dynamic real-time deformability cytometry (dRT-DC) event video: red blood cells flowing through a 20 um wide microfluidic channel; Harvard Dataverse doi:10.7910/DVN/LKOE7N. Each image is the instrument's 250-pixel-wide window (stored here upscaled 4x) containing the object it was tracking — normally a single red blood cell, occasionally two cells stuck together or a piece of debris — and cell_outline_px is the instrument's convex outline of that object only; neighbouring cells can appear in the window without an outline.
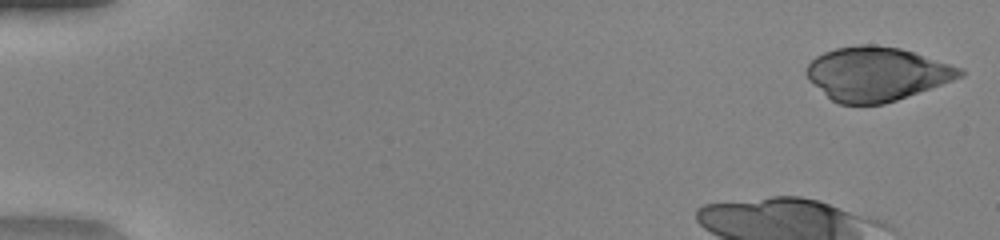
{"species": "human", "species_latin": "Homo sapiens", "temperature_condition": "warm", "stored_images_in_passage": 20, "camera_frame_rate_fps": 3000, "um_per_image_px": 0.085, "donor": {"sex": "female"}, "frame": {"image": 1, "passage_image": 1, "time_ms": 0.0, "image_size_px": [1000, 240], "cell_outline_px": [[964, 76], [896, 100], [884, 104], [840, 104], [832, 100], [808, 80], [804, 72], [804, 68], [816, 56], [824, 52], [836, 48], [860, 44], [872, 44], [900, 48], [964, 68]], "centroid_in_image_um": [74.49, 6.27], "position_along_channel_um": 10.5, "area_um2": 48.09}}